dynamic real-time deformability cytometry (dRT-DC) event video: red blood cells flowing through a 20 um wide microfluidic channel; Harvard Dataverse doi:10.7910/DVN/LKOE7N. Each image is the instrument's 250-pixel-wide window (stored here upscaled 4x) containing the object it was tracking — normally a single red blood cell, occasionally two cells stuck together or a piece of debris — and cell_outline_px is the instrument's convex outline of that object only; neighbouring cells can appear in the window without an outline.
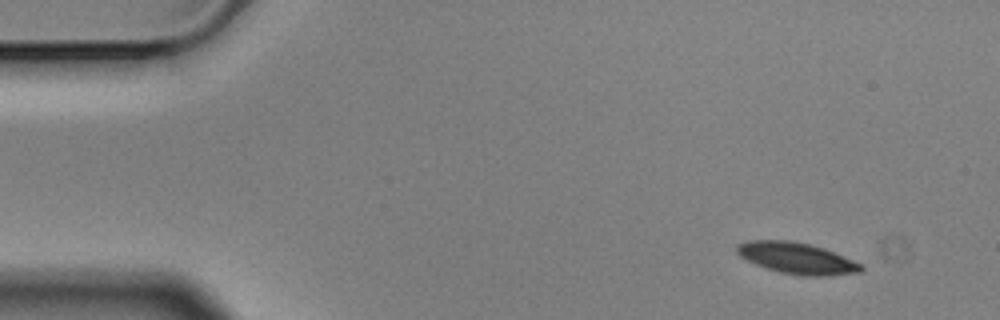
{"species": "Egyptian fruit bat (a non-hibernating species)", "species_latin": "Rousettus aegyptiacus", "temperature_condition": "cold", "stored_images_in_passage": 4, "camera_frame_rate_fps": 3000, "um_per_image_px": 0.085, "animal": {"sex": "male"}, "frame": {"image": 1, "passage_image": 1, "time_ms": 0.0, "image_size_px": [1000, 320], "cell_outline_px": [[864, 268], [860, 272], [828, 276], [800, 276], [780, 272], [756, 264], [740, 256], [736, 252], [736, 244], [748, 240], [792, 240], [824, 248], [864, 264]], "centroid_in_image_um": [67.75, 21.94], "position_along_channel_um": 17.2, "area_um2": 22.77}}
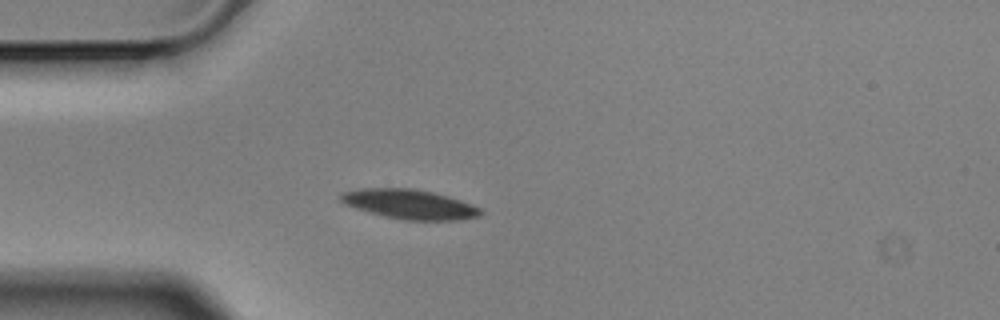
{"frame": {"image": 2, "passage_image": 4, "time_ms": 1.0, "image_size_px": [1000, 320], "cell_outline_px": [[484, 212], [480, 216], [460, 220], [404, 220], [384, 216], [368, 212], [344, 204], [340, 200], [340, 192], [360, 188], [416, 188], [448, 196], [484, 208]], "centroid_in_image_um": [34.84, 17.35], "position_along_channel_um": 50.2, "area_um2": 24.39}}